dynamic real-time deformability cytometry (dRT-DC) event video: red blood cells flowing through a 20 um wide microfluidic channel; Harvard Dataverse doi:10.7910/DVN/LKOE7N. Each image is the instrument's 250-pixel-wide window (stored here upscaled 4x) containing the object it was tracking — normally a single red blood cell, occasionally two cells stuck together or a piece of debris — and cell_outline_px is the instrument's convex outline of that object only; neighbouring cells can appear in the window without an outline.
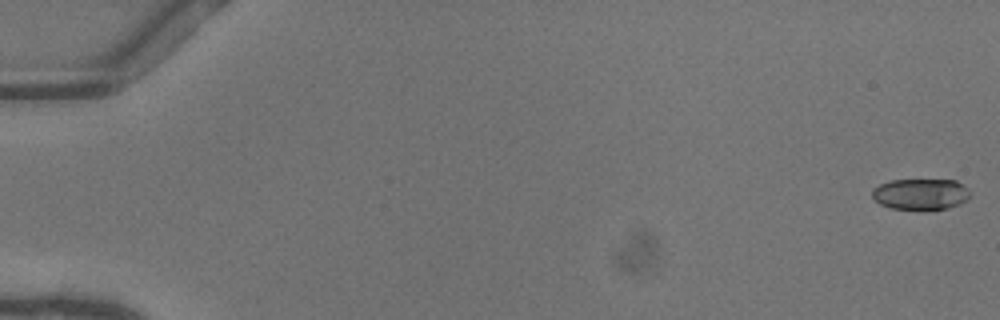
{"species": "common noctule bat (a hibernating species)", "species_latin": "Nyctalus noctula", "temperature_condition": "warm", "stored_images_in_passage": 52, "camera_frame_rate_fps": 3000, "um_per_image_px": 0.085, "animal": {"sex": "female"}, "frame": {"image": 1, "passage_image": 1, "time_ms": 0.0, "image_size_px": [1000, 320], "cell_outline_px": [[968, 196], [960, 204], [948, 208], [892, 208], [880, 204], [872, 196], [872, 188], [880, 184], [892, 180], [956, 180], [968, 188]], "centroid_in_image_um": [78.23, 16.47], "position_along_channel_um": 6.8, "area_um2": 17.28}}
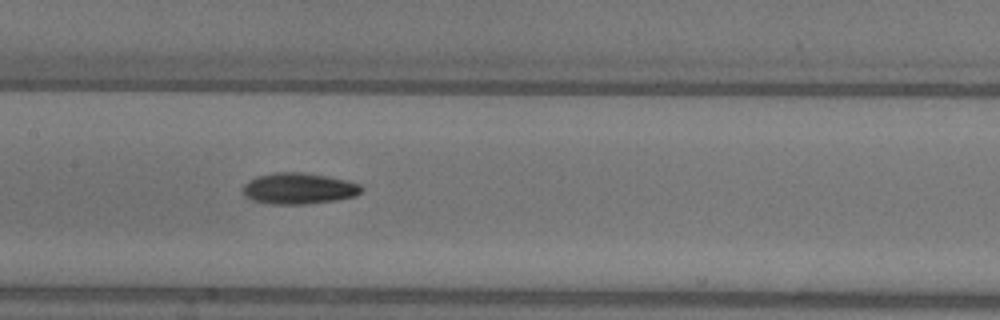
{"frame": {"image": 2, "passage_image": 27, "time_ms": 8.667, "image_size_px": [1000, 320], "cell_outline_px": [[364, 188], [356, 196], [336, 200], [304, 204], [272, 204], [252, 200], [244, 196], [244, 184], [248, 180], [256, 176], [276, 172], [300, 172], [324, 176], [344, 180], [360, 184]], "centroid_in_image_um": [25.37, 16.02], "position_along_channel_um": 182.0, "area_um2": 21.39}}
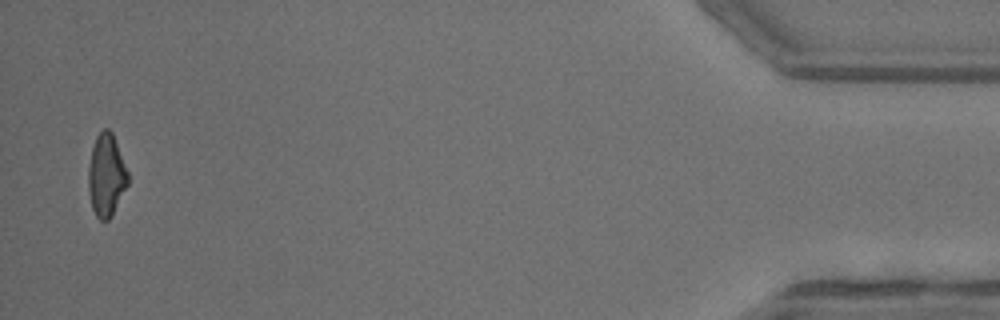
{"frame": {"image": 3, "passage_image": 51, "time_ms": 16.667, "image_size_px": [1000, 320], "cell_outline_px": [[128, 184], [112, 216], [108, 220], [100, 220], [96, 216], [92, 208], [88, 188], [88, 168], [92, 148], [96, 136], [104, 128], [108, 128], [112, 132], [128, 172]], "centroid_in_image_um": [9.03, 14.91], "position_along_channel_um": 426.2, "area_um2": 18.96}, "authors_computed_cell_mechanics": {"area_um2": 19.5653, "velocity_mm_per_s": 4.1194, "shape_relaxation_time_tau1_ms": 3.5817, "shape_relaxation_time_tau2_ms": 4.4279, "deformation_change_tau1": 0.1461, "deformation_change_tau2": 0.1182}}